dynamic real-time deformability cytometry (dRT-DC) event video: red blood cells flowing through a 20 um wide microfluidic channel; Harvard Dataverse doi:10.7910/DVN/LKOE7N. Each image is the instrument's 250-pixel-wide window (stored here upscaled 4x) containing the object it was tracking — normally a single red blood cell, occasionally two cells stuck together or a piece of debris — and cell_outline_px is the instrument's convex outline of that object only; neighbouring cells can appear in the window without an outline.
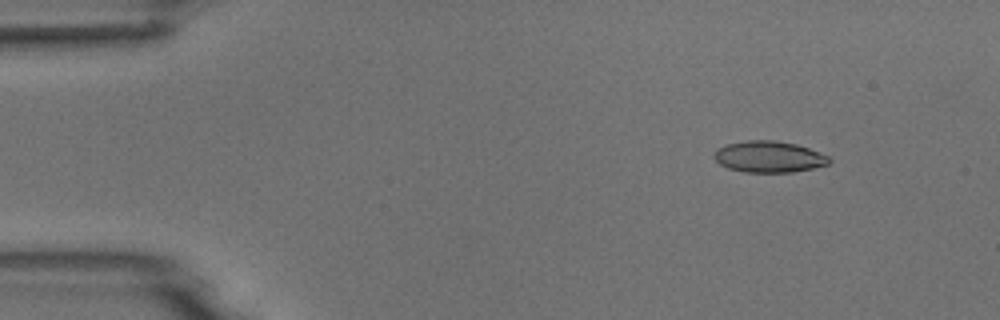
{"species": "common noctule bat (a hibernating species)", "species_latin": "Nyctalus noctula", "temperature_condition": "room temperature", "stored_images_in_passage": 5, "camera_frame_rate_fps": 3000, "um_per_image_px": 0.085, "animal": {"sex": "male", "body_mass_g": 18.8}, "frame": {"image": 1, "passage_image": 2, "time_ms": 1.0, "image_size_px": [1000, 320], "cell_outline_px": [[832, 160], [828, 164], [812, 168], [792, 172], [744, 172], [728, 168], [720, 164], [712, 156], [712, 152], [716, 148], [728, 144], [744, 140], [776, 140], [796, 144], [808, 148], [828, 156]], "centroid_in_image_um": [65.31, 13.32], "position_along_channel_um": 19.7, "area_um2": 21.1}}
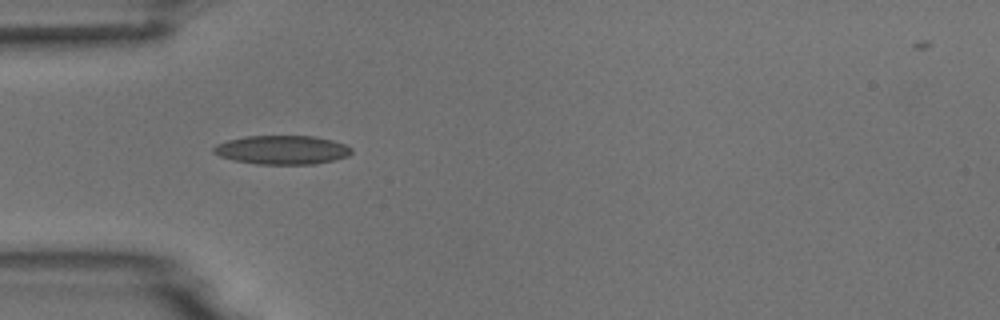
{"frame": {"image": 2, "passage_image": 4, "time_ms": 4.333, "image_size_px": [1000, 320], "cell_outline_px": [[352, 152], [348, 156], [332, 160], [312, 164], [256, 164], [236, 160], [220, 156], [212, 152], [212, 148], [216, 144], [228, 140], [244, 136], [316, 136], [332, 140], [344, 144], [352, 148]], "centroid_in_image_um": [23.97, 12.73], "position_along_channel_um": 61.0, "area_um2": 23.12}}